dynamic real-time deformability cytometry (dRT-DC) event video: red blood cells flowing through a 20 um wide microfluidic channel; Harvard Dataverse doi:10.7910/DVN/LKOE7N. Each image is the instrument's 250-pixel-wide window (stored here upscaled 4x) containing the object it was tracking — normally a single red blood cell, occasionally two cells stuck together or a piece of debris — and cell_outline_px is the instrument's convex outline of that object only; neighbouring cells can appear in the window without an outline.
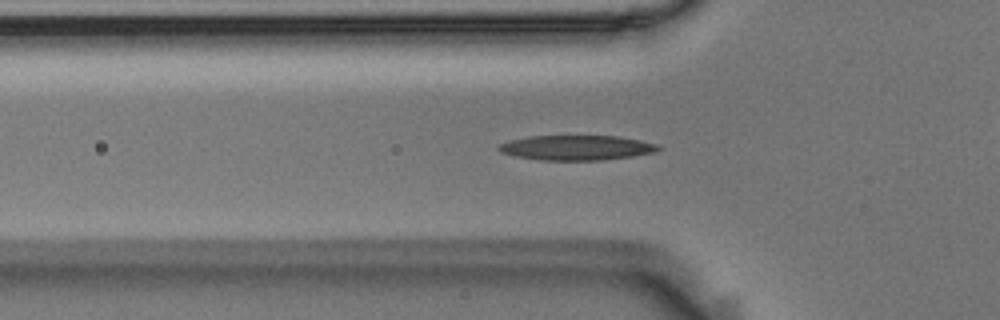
{"species": "Egyptian fruit bat (a non-hibernating species)", "species_latin": "Rousettus aegyptiacus", "temperature_condition": "room temperature", "stored_images_in_passage": 37, "camera_frame_rate_fps": 3000, "um_per_image_px": 0.085, "animal": {"sex": "male"}, "frame": {"image": 1, "passage_image": 7, "time_ms": 2.0, "image_size_px": [1000, 320], "cell_outline_px": [[664, 148], [656, 152], [632, 156], [604, 160], [540, 160], [512, 156], [500, 152], [496, 148], [500, 144], [512, 140], [528, 136], [616, 136], [640, 140], [656, 144]], "centroid_in_image_um": [49.01, 12.56], "position_along_channel_um": 76.8, "area_um2": 23.24}}
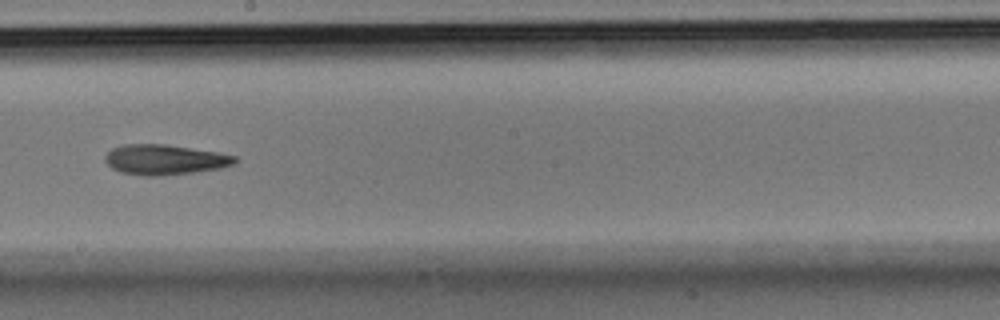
{"frame": {"image": 2, "passage_image": 20, "time_ms": 6.333, "image_size_px": [1000, 320], "cell_outline_px": [[240, 160], [232, 164], [220, 168], [192, 172], [160, 176], [144, 176], [120, 172], [112, 168], [104, 160], [104, 156], [112, 148], [124, 144], [164, 144], [216, 152], [236, 156]], "centroid_in_image_um": [13.97, 13.57], "position_along_channel_um": 234.2, "area_um2": 22.72}}
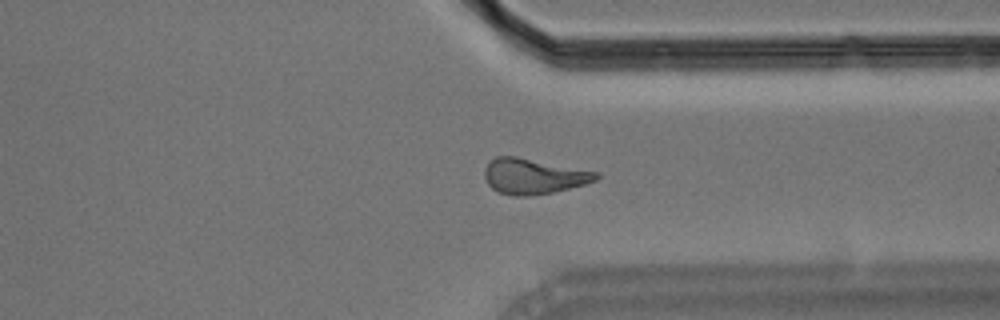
{"frame": {"image": 3, "passage_image": 31, "time_ms": 10.0, "image_size_px": [1000, 320], "cell_outline_px": [[600, 176], [596, 180], [584, 184], [552, 192], [528, 196], [512, 196], [496, 192], [488, 184], [484, 176], [484, 168], [496, 156], [516, 156], [600, 172]], "centroid_in_image_um": [45.33, 14.98], "position_along_channel_um": 366.1, "area_um2": 23.06}}